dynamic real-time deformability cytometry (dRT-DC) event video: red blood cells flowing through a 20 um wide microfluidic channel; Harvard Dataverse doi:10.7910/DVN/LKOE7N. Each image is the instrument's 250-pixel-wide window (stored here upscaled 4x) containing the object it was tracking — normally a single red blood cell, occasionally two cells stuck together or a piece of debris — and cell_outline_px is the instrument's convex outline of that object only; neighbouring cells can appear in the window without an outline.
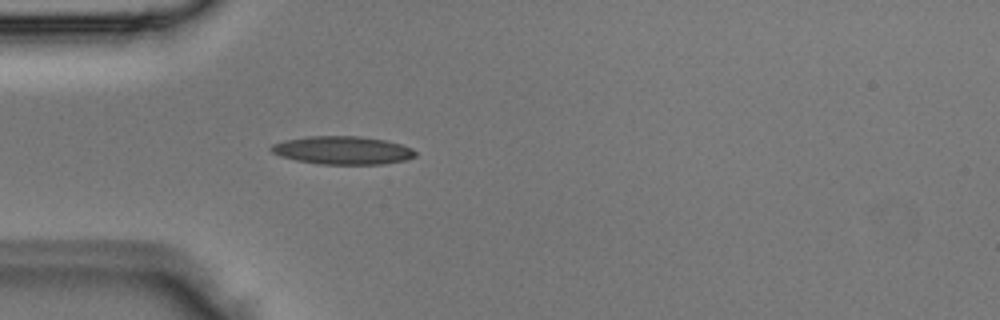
{"species": "Egyptian fruit bat (a non-hibernating species)", "species_latin": "Rousettus aegyptiacus", "temperature_condition": "room temperature", "stored_images_in_passage": 1, "camera_frame_rate_fps": 3000, "um_per_image_px": 0.085, "animal": {"sex": "male"}, "frame": {"image": 1, "passage_image": 1, "time_ms": 0.0, "image_size_px": [1000, 320], "cell_outline_px": [[416, 156], [404, 160], [384, 164], [320, 164], [296, 160], [280, 156], [272, 152], [268, 148], [272, 144], [288, 140], [308, 136], [360, 136], [384, 140], [400, 144], [412, 148], [416, 152]], "centroid_in_image_um": [29.12, 12.78], "position_along_channel_um": 55.9, "area_um2": 23.52}}